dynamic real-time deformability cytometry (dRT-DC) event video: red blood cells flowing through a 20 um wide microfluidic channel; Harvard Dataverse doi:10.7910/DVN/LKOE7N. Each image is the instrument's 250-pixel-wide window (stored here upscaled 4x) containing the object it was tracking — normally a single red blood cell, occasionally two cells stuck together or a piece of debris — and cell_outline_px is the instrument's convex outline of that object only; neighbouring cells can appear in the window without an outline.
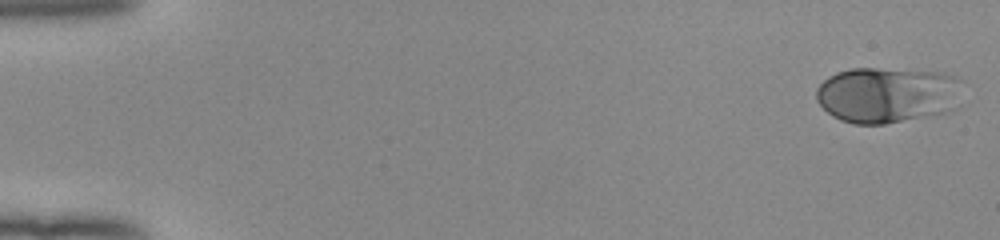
{"species": "human", "species_latin": "Homo sapiens", "temperature_condition": "room temperature", "stored_images_in_passage": 52, "camera_frame_rate_fps": 3000, "um_per_image_px": 0.085, "donor": {"sex": "female"}, "frame": {"image": 1, "passage_image": 1, "time_ms": 0.0, "image_size_px": [1000, 240], "cell_outline_px": [[960, 104], [956, 108], [948, 112], [884, 124], [852, 124], [840, 120], [832, 116], [816, 100], [816, 88], [828, 76], [836, 72], [852, 68], [876, 68], [944, 72], [956, 76], [960, 80]], "centroid_in_image_um": [75.44, 8.06], "position_along_channel_um": 9.6, "area_um2": 48.21}}
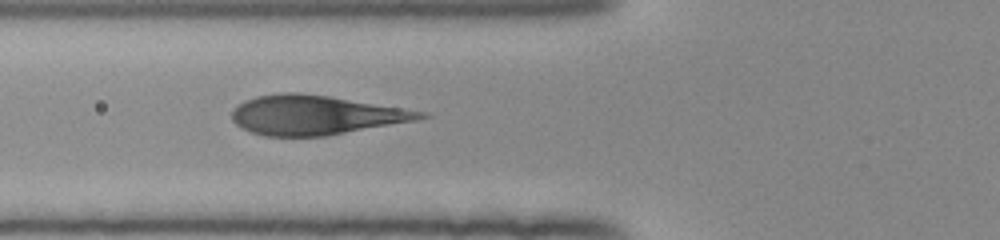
{"frame": {"image": 2, "passage_image": 20, "time_ms": 6.333, "image_size_px": [1000, 240], "cell_outline_px": [[432, 116], [416, 120], [324, 136], [264, 136], [240, 128], [232, 120], [232, 112], [244, 100], [256, 96], [284, 92], [296, 92], [328, 96], [428, 112]], "centroid_in_image_um": [26.8, 9.78], "position_along_channel_um": 99.0, "area_um2": 42.89}}
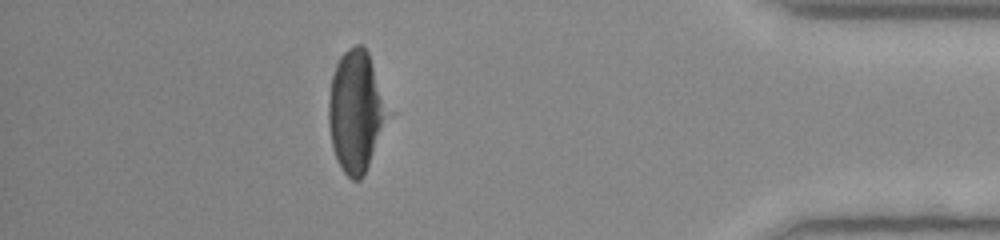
{"frame": {"image": 3, "passage_image": 46, "time_ms": 15.0, "image_size_px": [1000, 240], "cell_outline_px": [[392, 116], [364, 176], [360, 180], [352, 180], [344, 172], [332, 148], [328, 124], [328, 100], [332, 76], [336, 64], [344, 52], [348, 48], [356, 44], [364, 44], [368, 52]], "centroid_in_image_um": [30.29, 9.48], "position_along_channel_um": 404.9, "area_um2": 42.54}}